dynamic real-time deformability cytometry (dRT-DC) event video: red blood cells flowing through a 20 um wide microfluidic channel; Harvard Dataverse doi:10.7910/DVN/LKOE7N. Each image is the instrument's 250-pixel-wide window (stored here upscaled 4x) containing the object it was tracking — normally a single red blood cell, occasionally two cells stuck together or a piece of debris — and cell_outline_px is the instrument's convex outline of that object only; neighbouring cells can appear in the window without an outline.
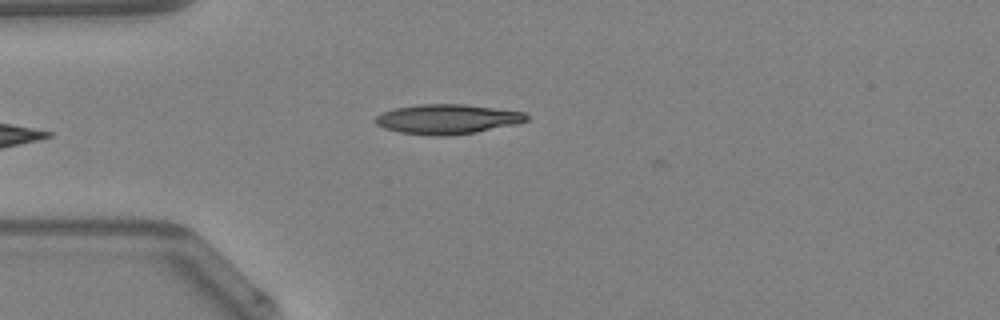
{"species": "Egyptian fruit bat (a non-hibernating species)", "species_latin": "Rousettus aegyptiacus", "temperature_condition": "warm", "stored_images_in_passage": 34, "camera_frame_rate_fps": 3000, "um_per_image_px": 0.085, "animal": {"sex": "female"}, "frame": {"image": 1, "passage_image": 2, "time_ms": 0.333, "image_size_px": [1000, 320], "cell_outline_px": [[528, 120], [516, 124], [476, 132], [448, 136], [436, 136], [400, 132], [384, 128], [376, 124], [372, 120], [376, 116], [384, 112], [396, 108], [420, 104], [464, 104], [524, 112], [528, 116]], "centroid_in_image_um": [38.01, 10.13], "position_along_channel_um": 47.0, "area_um2": 26.07}}
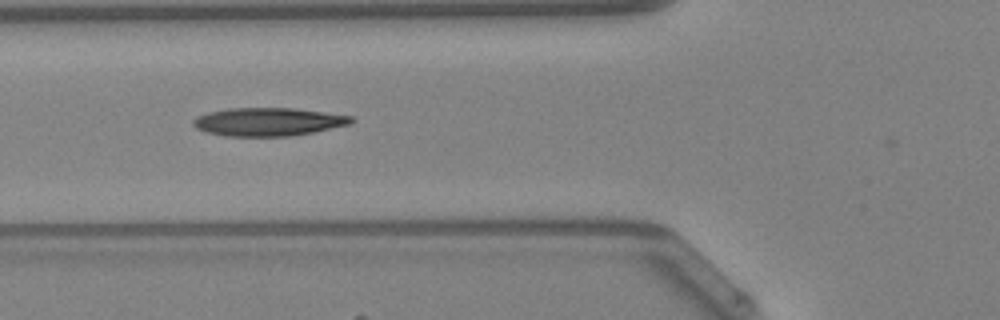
{"frame": {"image": 2, "passage_image": 7, "time_ms": 2.0, "image_size_px": [1000, 320], "cell_outline_px": [[356, 120], [348, 124], [312, 132], [288, 136], [224, 136], [204, 132], [196, 128], [192, 124], [192, 120], [196, 116], [208, 112], [228, 108], [292, 108], [352, 116]], "centroid_in_image_um": [22.72, 10.35], "position_along_channel_um": 103.1, "area_um2": 25.89}}